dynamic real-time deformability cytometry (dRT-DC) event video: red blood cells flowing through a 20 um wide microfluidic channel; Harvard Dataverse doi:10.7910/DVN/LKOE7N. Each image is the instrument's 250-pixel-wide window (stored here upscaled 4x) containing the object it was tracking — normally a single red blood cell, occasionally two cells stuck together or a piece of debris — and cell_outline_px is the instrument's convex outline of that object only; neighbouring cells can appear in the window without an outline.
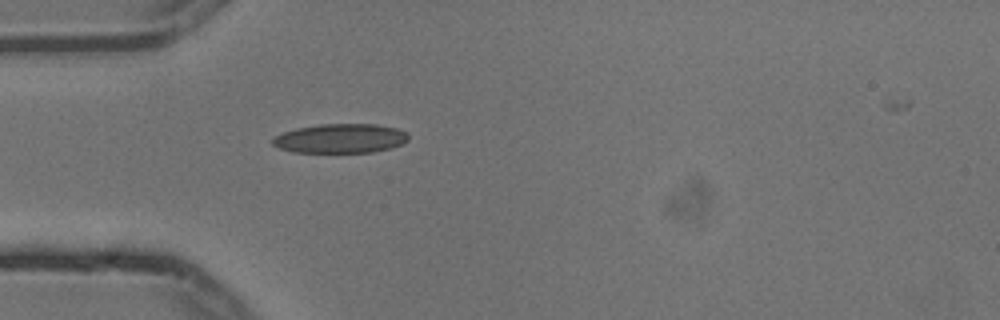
{"species": "common noctule bat (a hibernating species)", "species_latin": "Nyctalus noctula", "temperature_condition": "cold", "stored_images_in_passage": 2, "camera_frame_rate_fps": 3000, "um_per_image_px": 0.085, "animal": {"sex": "male", "body_mass_g": 13.3}, "frame": {"image": 1, "passage_image": 2, "time_ms": 0.333, "image_size_px": [1000, 320], "cell_outline_px": [[408, 140], [392, 148], [372, 152], [292, 152], [280, 148], [272, 144], [272, 140], [276, 136], [284, 132], [296, 128], [320, 124], [376, 124], [396, 128], [408, 132]], "centroid_in_image_um": [28.96, 11.76], "position_along_channel_um": 56.0, "area_um2": 23.12}}